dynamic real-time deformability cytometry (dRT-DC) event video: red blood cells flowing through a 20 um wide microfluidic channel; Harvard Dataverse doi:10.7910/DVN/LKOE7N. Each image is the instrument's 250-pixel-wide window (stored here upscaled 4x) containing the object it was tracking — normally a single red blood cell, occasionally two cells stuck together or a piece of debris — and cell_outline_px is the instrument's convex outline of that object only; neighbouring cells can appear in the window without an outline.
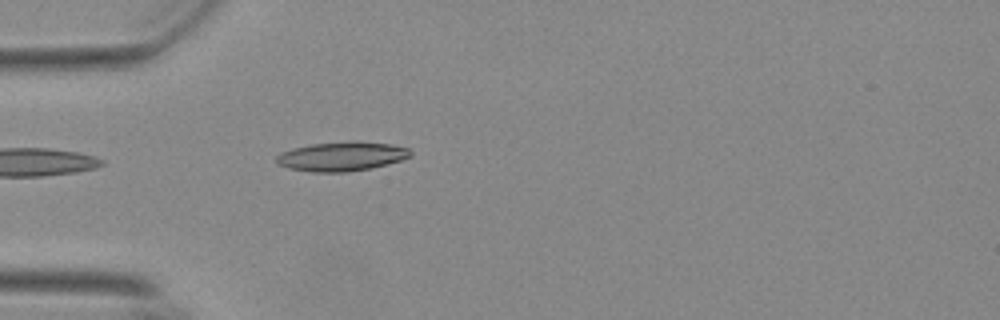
{"species": "Egyptian fruit bat (a non-hibernating species)", "species_latin": "Rousettus aegyptiacus", "temperature_condition": "warm", "stored_images_in_passage": 39, "camera_frame_rate_fps": 3000, "um_per_image_px": 0.085, "animal": {"sex": "female"}, "frame": {"image": 1, "passage_image": 1, "time_ms": 0.0, "image_size_px": [1000, 320], "cell_outline_px": [[412, 156], [400, 160], [372, 168], [344, 172], [312, 172], [288, 168], [276, 164], [276, 156], [280, 152], [292, 148], [312, 144], [352, 140], [356, 140], [392, 144], [408, 148], [412, 152]], "centroid_in_image_um": [29.03, 13.28], "position_along_channel_um": 56.0, "area_um2": 23.12}}
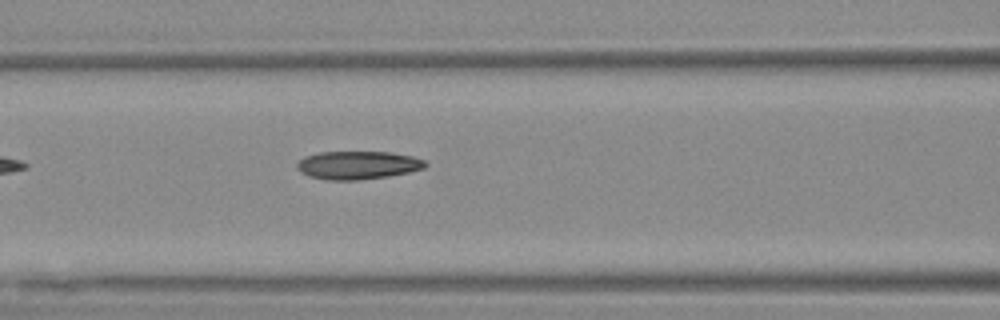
{"frame": {"image": 2, "passage_image": 8, "time_ms": 2.333, "image_size_px": [1000, 320], "cell_outline_px": [[428, 164], [424, 168], [408, 172], [388, 176], [360, 180], [328, 180], [308, 176], [300, 172], [296, 168], [296, 164], [304, 156], [320, 152], [392, 152], [412, 156], [424, 160]], "centroid_in_image_um": [30.39, 14.04], "position_along_channel_um": 136.2, "area_um2": 21.15}}
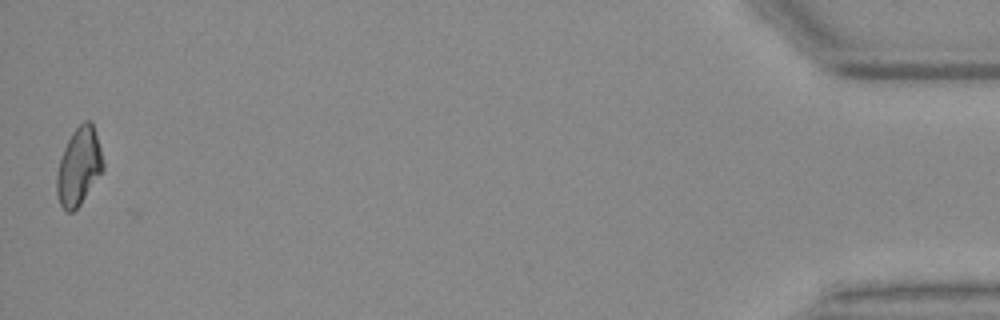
{"frame": {"image": 3, "passage_image": 39, "time_ms": 12.667, "image_size_px": [1000, 320], "cell_outline_px": [[104, 168], [80, 204], [72, 212], [68, 212], [60, 204], [56, 192], [56, 176], [60, 160], [64, 148], [72, 132], [84, 120], [88, 120], [92, 124], [104, 160]], "centroid_in_image_um": [6.69, 14.16], "position_along_channel_um": 428.5, "area_um2": 20.52}, "authors_computed_cell_mechanics": {"area_um2": 20.9814, "velocity_mm_per_s": 3.7181, "shape_relaxation_time_tau1_ms": null, "shape_relaxation_time_tau2_ms": 4.4868, "deformation_change_tau1": null, "deformation_change_tau2": 0.1228}}